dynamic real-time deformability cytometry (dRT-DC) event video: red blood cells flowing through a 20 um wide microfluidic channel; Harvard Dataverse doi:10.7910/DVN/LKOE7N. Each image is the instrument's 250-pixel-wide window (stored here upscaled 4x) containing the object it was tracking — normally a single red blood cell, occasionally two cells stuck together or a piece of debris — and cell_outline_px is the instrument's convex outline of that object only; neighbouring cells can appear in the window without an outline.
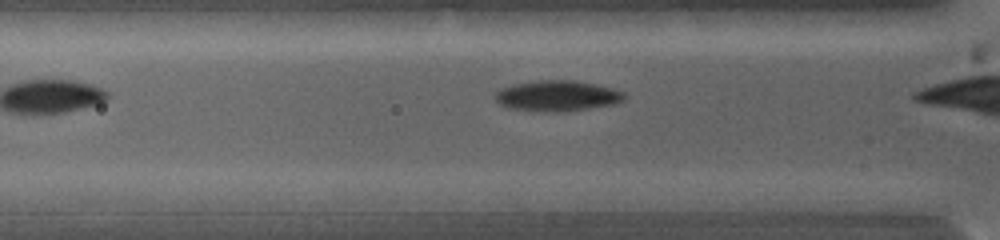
{"species": "common noctule bat (a hibernating species)", "species_latin": "Nyctalus noctula", "temperature_condition": "warm", "stored_images_in_passage": 7, "camera_frame_rate_fps": 5000, "um_per_image_px": 0.085, "animal": {"sex": "female", "body_mass_g": 19.0, "forearm_length_mm": 53.3}, "frame": {"image": 1, "passage_image": 2, "time_ms": 0.2, "image_size_px": [1000, 240], "cell_outline_px": [[628, 96], [624, 100], [616, 104], [564, 112], [544, 112], [508, 108], [500, 104], [496, 100], [496, 92], [500, 88], [512, 84], [536, 80], [576, 80], [596, 84], [612, 88], [624, 92]], "centroid_in_image_um": [47.39, 8.15], "position_along_channel_um": 78.4, "area_um2": 23.47}}